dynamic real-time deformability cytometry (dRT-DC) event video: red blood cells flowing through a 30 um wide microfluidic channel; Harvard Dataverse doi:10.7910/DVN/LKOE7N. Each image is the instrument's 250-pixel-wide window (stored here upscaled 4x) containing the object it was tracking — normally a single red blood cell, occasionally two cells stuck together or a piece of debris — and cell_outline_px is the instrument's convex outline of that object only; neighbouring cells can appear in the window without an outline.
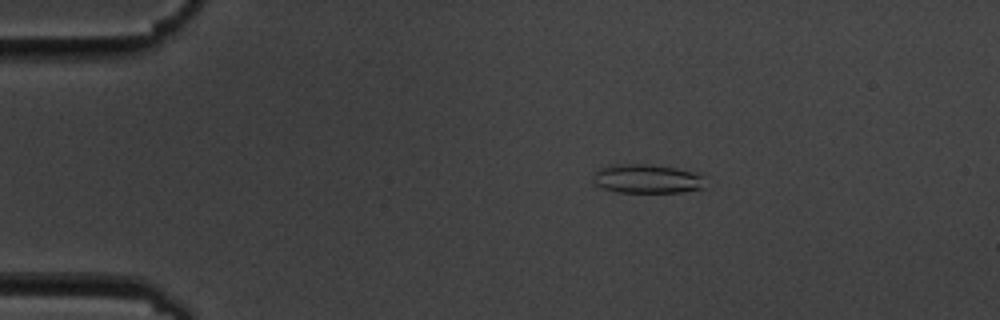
{"species": "common noctule bat (a hibernating species)", "species_latin": "Nyctalus noctula", "temperature_condition": "cold", "stored_images_in_passage": 7, "camera_frame_rate_fps": 3000, "um_per_image_px": 0.085, "animal": {"sex": "male", "body_mass_g": 19.5, "forearm_length_mm": 54.6}, "frame": {"image": 1, "passage_image": 4, "time_ms": 3.333, "image_size_px": [1000, 320], "cell_outline_px": [[704, 188], [680, 192], [616, 192], [604, 188], [596, 184], [592, 180], [592, 176], [600, 168], [608, 164], [648, 164], [676, 168], [692, 172], [700, 176]], "centroid_in_image_um": [54.91, 15.19], "position_along_channel_um": 30.1, "area_um2": 18.73}}